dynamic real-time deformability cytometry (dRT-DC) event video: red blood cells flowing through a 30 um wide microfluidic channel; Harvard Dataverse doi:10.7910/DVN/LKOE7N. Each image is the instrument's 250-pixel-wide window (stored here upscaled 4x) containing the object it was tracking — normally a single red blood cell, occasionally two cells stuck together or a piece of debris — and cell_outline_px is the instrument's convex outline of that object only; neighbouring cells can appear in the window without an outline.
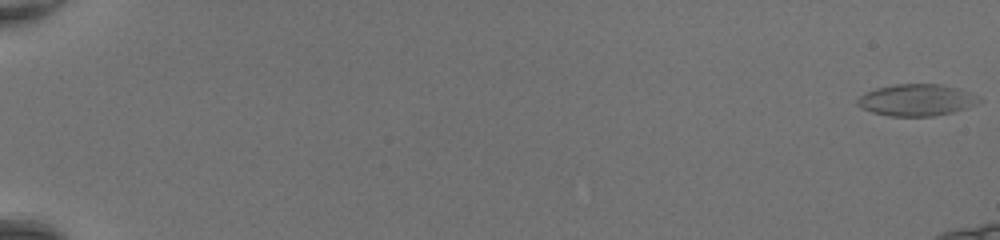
{"species": "common noctule bat (a hibernating species)", "species_latin": "Nyctalus noctula", "temperature_condition": "room temperature", "stored_images_in_passage": 17, "camera_frame_rate_fps": 3000, "um_per_image_px": 0.085, "animal": {"sex": "female", "body_mass_g": 20.0, "forearm_length_mm": 54.0}, "frame": {"image": 1, "passage_image": 1, "time_ms": 0.0, "image_size_px": [1000, 240], "cell_outline_px": [[984, 100], [968, 108], [952, 112], [932, 116], [888, 116], [872, 112], [856, 104], [856, 100], [864, 92], [876, 88], [896, 84], [940, 84], [956, 88], [980, 96]], "centroid_in_image_um": [77.92, 8.5], "position_along_channel_um": 7.1, "area_um2": 22.54}}